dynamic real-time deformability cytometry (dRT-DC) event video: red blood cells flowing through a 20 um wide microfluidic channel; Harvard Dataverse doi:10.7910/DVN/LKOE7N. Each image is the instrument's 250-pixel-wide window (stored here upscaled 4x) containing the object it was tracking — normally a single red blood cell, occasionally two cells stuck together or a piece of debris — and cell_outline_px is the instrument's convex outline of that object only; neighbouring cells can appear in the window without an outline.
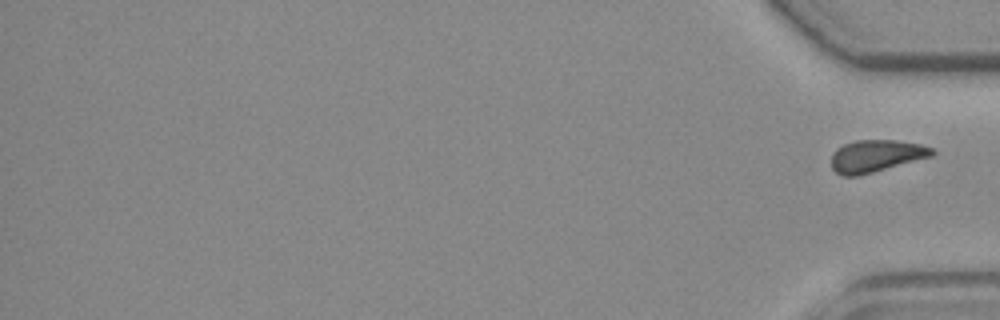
{"species": "common noctule bat (a hibernating species)", "species_latin": "Nyctalus noctula", "temperature_condition": "room temperature", "stored_images_in_passage": 53, "segment_of_instrument_passage": [2, 2], "camera_frame_rate_fps": 3000, "um_per_image_px": 0.085, "animal": {"sex": "female", "body_mass_g": 19.3, "forearm_length_mm": 54.1}, "frame": {"image": 1, "passage_image": 53, "time_ms": 17.333, "image_size_px": [1000, 320], "cell_outline_px": [[936, 152], [932, 156], [872, 172], [856, 176], [844, 176], [836, 172], [832, 168], [832, 152], [836, 148], [844, 144], [856, 140], [896, 140], [920, 144], [932, 148]], "centroid_in_image_um": [74.45, 13.24], "position_along_channel_um": 360.8, "area_um2": 18.73}}